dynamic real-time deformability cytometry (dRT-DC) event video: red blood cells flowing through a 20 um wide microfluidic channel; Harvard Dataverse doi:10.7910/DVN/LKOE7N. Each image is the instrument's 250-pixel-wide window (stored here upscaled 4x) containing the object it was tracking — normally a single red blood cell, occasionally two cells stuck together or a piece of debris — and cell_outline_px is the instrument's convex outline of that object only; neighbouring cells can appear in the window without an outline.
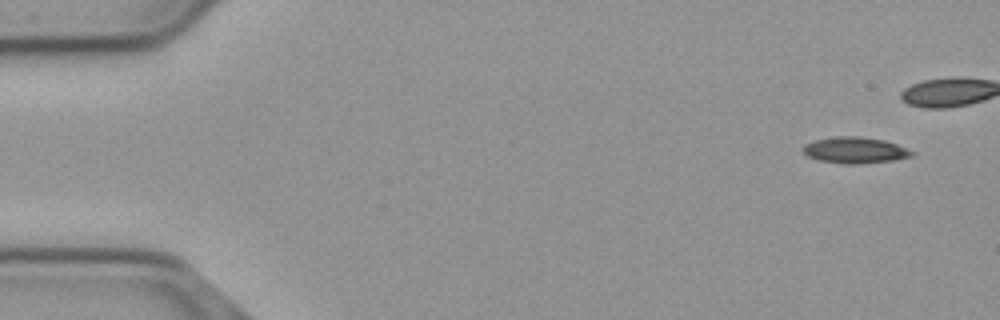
{"species": "common noctule bat (a hibernating species)", "species_latin": "Nyctalus noctula", "temperature_condition": "cold", "stored_images_in_passage": 42, "camera_frame_rate_fps": 3000, "um_per_image_px": 0.085, "animal": {"sex": "male", "body_mass_g": 23.1, "forearm_length_mm": 52.7}, "frame": {"image": 1, "passage_image": 1, "time_ms": 0.0, "image_size_px": [1000, 320], "cell_outline_px": [[916, 152], [912, 156], [892, 160], [860, 164], [844, 164], [820, 160], [808, 156], [804, 152], [804, 144], [816, 140], [836, 136], [856, 136], [884, 140], [896, 144]], "centroid_in_image_um": [72.69, 12.77], "position_along_channel_um": 12.3, "area_um2": 16.42}}
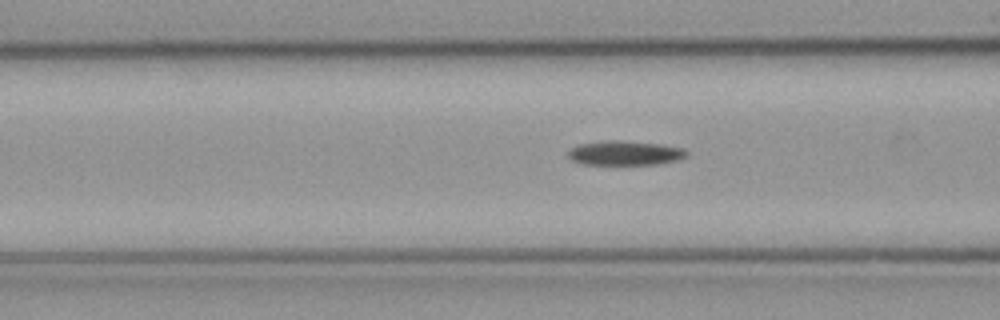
{"frame": {"image": 2, "passage_image": 19, "time_ms": 6.0, "image_size_px": [1000, 320], "cell_outline_px": [[688, 156], [676, 160], [656, 164], [584, 164], [572, 160], [568, 156], [568, 152], [572, 148], [580, 144], [608, 140], [616, 140], [656, 144], [680, 148], [688, 152]], "centroid_in_image_um": [53.1, 13.01], "position_along_channel_um": 113.5, "area_um2": 16.42}}
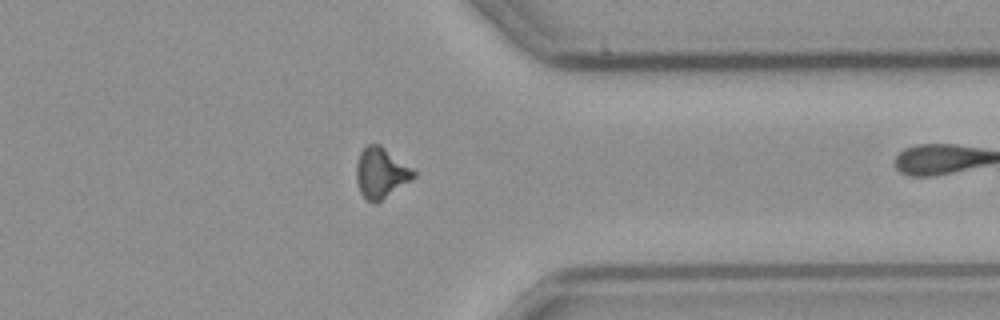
{"frame": {"image": 3, "passage_image": 41, "time_ms": 13.333, "image_size_px": [1000, 320], "cell_outline_px": [[416, 176], [412, 180], [376, 204], [368, 200], [360, 192], [356, 180], [356, 164], [360, 152], [368, 144], [380, 144], [412, 168], [416, 172]], "centroid_in_image_um": [32.38, 14.7], "position_along_channel_um": 379.0, "area_um2": 16.88}}